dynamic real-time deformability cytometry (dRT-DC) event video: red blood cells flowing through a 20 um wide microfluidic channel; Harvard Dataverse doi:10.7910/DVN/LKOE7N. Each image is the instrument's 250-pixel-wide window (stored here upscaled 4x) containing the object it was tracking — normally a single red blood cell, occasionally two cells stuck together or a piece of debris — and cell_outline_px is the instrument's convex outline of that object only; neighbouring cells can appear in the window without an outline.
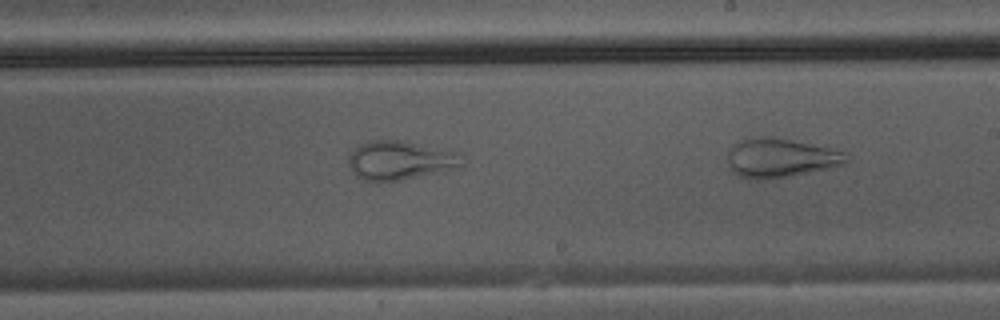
{"species": "Egyptian fruit bat (a non-hibernating species)", "species_latin": "Rousettus aegyptiacus", "temperature_condition": "warm", "stored_images_in_passage": 27, "camera_frame_rate_fps": 3000, "um_per_image_px": 0.085, "animal": {"sex": "male"}, "frame": {"image": 1, "passage_image": 19, "time_ms": 6.0, "image_size_px": [1000, 320], "cell_outline_px": [[464, 164], [444, 172], [400, 180], [364, 180], [356, 176], [352, 172], [348, 164], [348, 156], [360, 144], [372, 140], [396, 140], [460, 152]], "centroid_in_image_um": [34.02, 13.63], "position_along_channel_um": 255.0, "area_um2": 25.55}}